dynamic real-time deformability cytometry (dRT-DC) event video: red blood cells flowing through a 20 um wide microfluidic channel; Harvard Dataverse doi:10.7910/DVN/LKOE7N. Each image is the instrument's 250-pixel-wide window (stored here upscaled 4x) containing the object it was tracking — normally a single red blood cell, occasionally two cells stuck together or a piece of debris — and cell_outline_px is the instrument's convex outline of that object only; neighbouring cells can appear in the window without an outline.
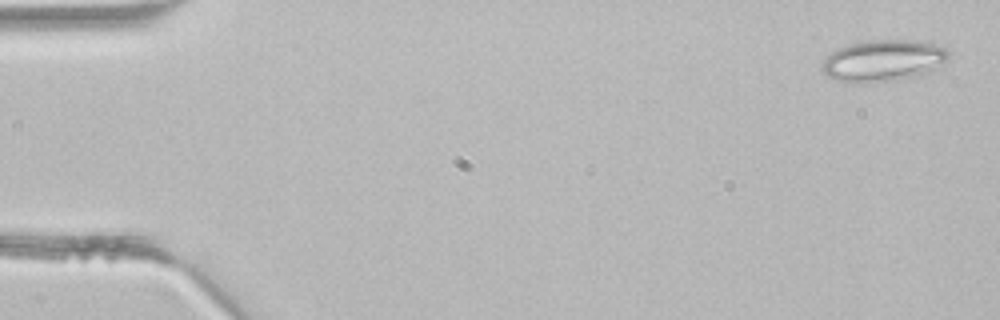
{"species": "common noctule bat (a hibernating species)", "species_latin": "Nyctalus noctula", "temperature_condition": "room temperature", "stored_images_in_passage": 4, "camera_frame_rate_fps": 3000, "um_per_image_px": 0.085, "animal": {"sex": "male", "body_mass_g": 21.5, "forearm_length_mm": 52.0}, "frame": {"image": 1, "passage_image": 1, "time_ms": 0.0, "image_size_px": [1000, 320], "cell_outline_px": [[948, 60], [940, 68], [908, 76], [884, 80], [836, 80], [828, 76], [820, 68], [824, 60], [832, 52], [840, 48], [852, 44], [872, 40], [932, 40], [944, 48], [948, 52]], "centroid_in_image_um": [75.16, 5.08], "position_along_channel_um": 9.8, "area_um2": 29.65}}